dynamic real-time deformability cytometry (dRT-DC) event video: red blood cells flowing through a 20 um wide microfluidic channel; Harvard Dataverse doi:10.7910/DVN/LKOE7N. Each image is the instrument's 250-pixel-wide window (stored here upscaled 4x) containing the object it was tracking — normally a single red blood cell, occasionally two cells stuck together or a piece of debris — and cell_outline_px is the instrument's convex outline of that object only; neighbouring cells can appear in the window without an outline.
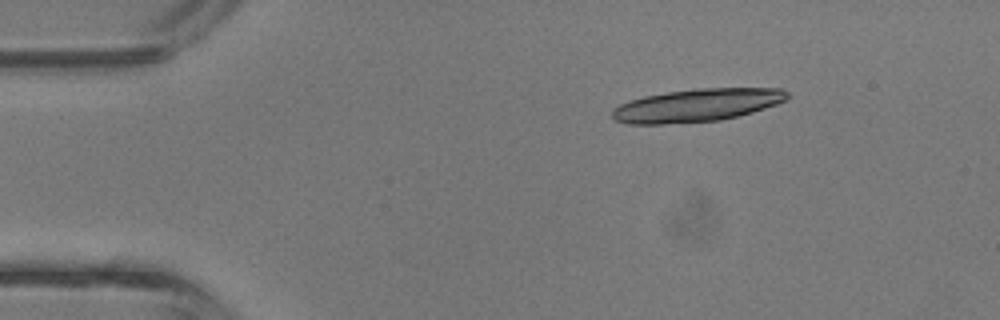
{"species": "common noctule bat (a hibernating species)", "species_latin": "Nyctalus noctula", "temperature_condition": "room temperature", "stored_images_in_passage": 38, "camera_frame_rate_fps": 3000, "um_per_image_px": 0.085, "animal": {"sex": "male", "body_mass_g": 13.3}, "frame": {"image": 1, "passage_image": 3, "time_ms": 0.667, "image_size_px": [1000, 320], "cell_outline_px": [[788, 96], [784, 100], [776, 104], [752, 112], [720, 120], [664, 124], [628, 124], [616, 120], [612, 116], [612, 108], [628, 100], [644, 96], [692, 88], [780, 88], [788, 92]], "centroid_in_image_um": [59.19, 8.94], "position_along_channel_um": 25.8, "area_um2": 33.47}}
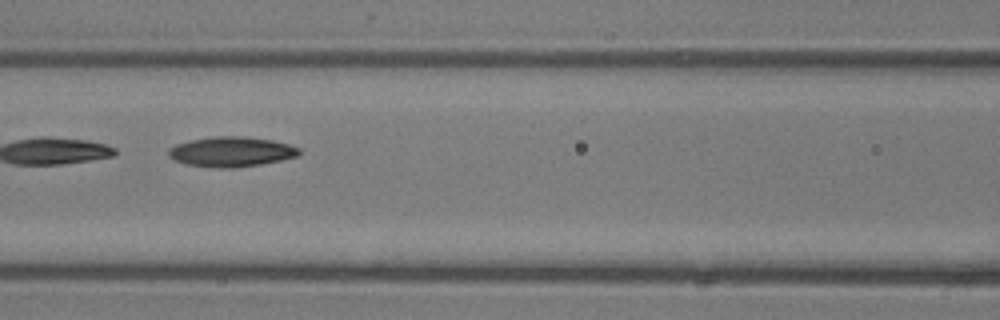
{"frame": {"image": 2, "passage_image": 15, "time_ms": 4.667, "image_size_px": [1000, 320], "cell_outline_px": [[300, 152], [296, 156], [280, 160], [260, 164], [232, 168], [220, 168], [184, 164], [172, 160], [168, 156], [168, 148], [176, 144], [192, 140], [216, 136], [244, 136], [272, 140], [288, 144], [300, 148]], "centroid_in_image_um": [19.62, 12.9], "position_along_channel_um": 147.0, "area_um2": 22.77}}
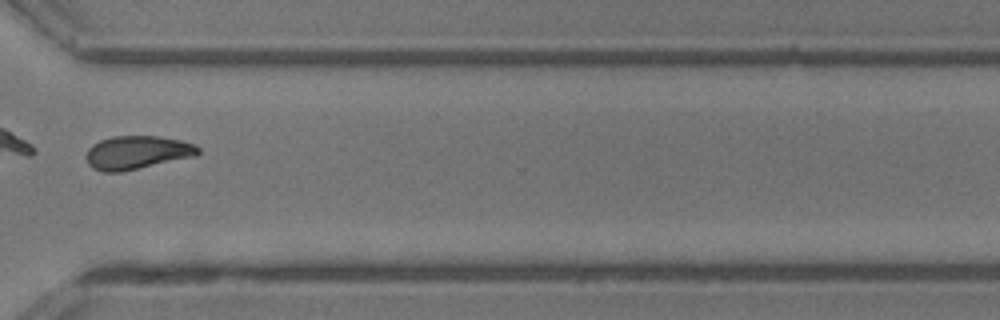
{"frame": {"image": 3, "passage_image": 28, "time_ms": 9.0, "image_size_px": [1000, 320], "cell_outline_px": [[200, 152], [196, 156], [120, 172], [104, 172], [92, 168], [88, 164], [84, 156], [88, 148], [92, 144], [100, 140], [112, 136], [160, 136], [180, 140], [196, 144], [200, 148]], "centroid_in_image_um": [11.64, 12.96], "position_along_channel_um": 359.0, "area_um2": 22.02}, "authors_computed_cell_mechanics": {"area_um2": 23.7558, "velocity_mm_per_s": 4.9058, "shape_relaxation_time_tau1_ms": 3.5711, "shape_relaxation_time_tau2_ms": null, "deformation_change_tau1": 0.1171, "deformation_change_tau2": null}}